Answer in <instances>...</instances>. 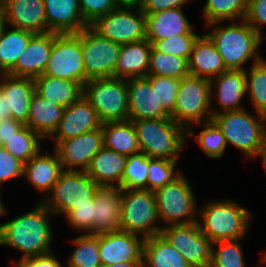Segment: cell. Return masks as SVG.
I'll list each match as a JSON object with an SVG mask.
<instances>
[{
    "instance_id": "1",
    "label": "cell",
    "mask_w": 266,
    "mask_h": 267,
    "mask_svg": "<svg viewBox=\"0 0 266 267\" xmlns=\"http://www.w3.org/2000/svg\"><path fill=\"white\" fill-rule=\"evenodd\" d=\"M30 210L0 224V246L21 252L20 259L52 251L54 233L49 220L53 213L41 201Z\"/></svg>"
},
{
    "instance_id": "2",
    "label": "cell",
    "mask_w": 266,
    "mask_h": 267,
    "mask_svg": "<svg viewBox=\"0 0 266 267\" xmlns=\"http://www.w3.org/2000/svg\"><path fill=\"white\" fill-rule=\"evenodd\" d=\"M220 24L221 22H213L205 25L211 29L206 34L223 58L227 70H245L243 66L250 60L251 64L260 61V34L258 32L245 20L238 21V23L231 21L225 26H220Z\"/></svg>"
},
{
    "instance_id": "3",
    "label": "cell",
    "mask_w": 266,
    "mask_h": 267,
    "mask_svg": "<svg viewBox=\"0 0 266 267\" xmlns=\"http://www.w3.org/2000/svg\"><path fill=\"white\" fill-rule=\"evenodd\" d=\"M198 215L201 232L213 243L241 239L248 233L253 219L246 208L230 199L207 202L198 209Z\"/></svg>"
},
{
    "instance_id": "4",
    "label": "cell",
    "mask_w": 266,
    "mask_h": 267,
    "mask_svg": "<svg viewBox=\"0 0 266 267\" xmlns=\"http://www.w3.org/2000/svg\"><path fill=\"white\" fill-rule=\"evenodd\" d=\"M140 151L149 158L178 161L187 130L171 118L132 121Z\"/></svg>"
},
{
    "instance_id": "5",
    "label": "cell",
    "mask_w": 266,
    "mask_h": 267,
    "mask_svg": "<svg viewBox=\"0 0 266 267\" xmlns=\"http://www.w3.org/2000/svg\"><path fill=\"white\" fill-rule=\"evenodd\" d=\"M255 114V115H254ZM246 109L215 114L212 120L222 130L226 143L256 158L266 141V116Z\"/></svg>"
},
{
    "instance_id": "6",
    "label": "cell",
    "mask_w": 266,
    "mask_h": 267,
    "mask_svg": "<svg viewBox=\"0 0 266 267\" xmlns=\"http://www.w3.org/2000/svg\"><path fill=\"white\" fill-rule=\"evenodd\" d=\"M210 80L188 75L180 79L171 119L193 137L195 124L212 120Z\"/></svg>"
},
{
    "instance_id": "7",
    "label": "cell",
    "mask_w": 266,
    "mask_h": 267,
    "mask_svg": "<svg viewBox=\"0 0 266 267\" xmlns=\"http://www.w3.org/2000/svg\"><path fill=\"white\" fill-rule=\"evenodd\" d=\"M183 174L154 191L159 220L165 223L163 227L198 222V201L188 178Z\"/></svg>"
},
{
    "instance_id": "8",
    "label": "cell",
    "mask_w": 266,
    "mask_h": 267,
    "mask_svg": "<svg viewBox=\"0 0 266 267\" xmlns=\"http://www.w3.org/2000/svg\"><path fill=\"white\" fill-rule=\"evenodd\" d=\"M120 191L122 196L120 230L139 235L143 239L160 234L163 227L159 224L154 191L149 189Z\"/></svg>"
},
{
    "instance_id": "9",
    "label": "cell",
    "mask_w": 266,
    "mask_h": 267,
    "mask_svg": "<svg viewBox=\"0 0 266 267\" xmlns=\"http://www.w3.org/2000/svg\"><path fill=\"white\" fill-rule=\"evenodd\" d=\"M83 96L95 109L102 123L129 120L126 79H89L83 85Z\"/></svg>"
},
{
    "instance_id": "10",
    "label": "cell",
    "mask_w": 266,
    "mask_h": 267,
    "mask_svg": "<svg viewBox=\"0 0 266 267\" xmlns=\"http://www.w3.org/2000/svg\"><path fill=\"white\" fill-rule=\"evenodd\" d=\"M99 186L85 171L64 170L41 202L53 213L64 216L76 207L94 199Z\"/></svg>"
},
{
    "instance_id": "11",
    "label": "cell",
    "mask_w": 266,
    "mask_h": 267,
    "mask_svg": "<svg viewBox=\"0 0 266 267\" xmlns=\"http://www.w3.org/2000/svg\"><path fill=\"white\" fill-rule=\"evenodd\" d=\"M89 26L100 36L119 45L146 39V16L140 5H119Z\"/></svg>"
},
{
    "instance_id": "12",
    "label": "cell",
    "mask_w": 266,
    "mask_h": 267,
    "mask_svg": "<svg viewBox=\"0 0 266 267\" xmlns=\"http://www.w3.org/2000/svg\"><path fill=\"white\" fill-rule=\"evenodd\" d=\"M43 75L85 84L80 31L58 34L54 32L52 51Z\"/></svg>"
},
{
    "instance_id": "13",
    "label": "cell",
    "mask_w": 266,
    "mask_h": 267,
    "mask_svg": "<svg viewBox=\"0 0 266 267\" xmlns=\"http://www.w3.org/2000/svg\"><path fill=\"white\" fill-rule=\"evenodd\" d=\"M85 83L95 78H115L121 45L100 36L90 26L80 31Z\"/></svg>"
},
{
    "instance_id": "14",
    "label": "cell",
    "mask_w": 266,
    "mask_h": 267,
    "mask_svg": "<svg viewBox=\"0 0 266 267\" xmlns=\"http://www.w3.org/2000/svg\"><path fill=\"white\" fill-rule=\"evenodd\" d=\"M161 234L191 267H210L213 242L201 232L198 222L169 225L161 229Z\"/></svg>"
},
{
    "instance_id": "15",
    "label": "cell",
    "mask_w": 266,
    "mask_h": 267,
    "mask_svg": "<svg viewBox=\"0 0 266 267\" xmlns=\"http://www.w3.org/2000/svg\"><path fill=\"white\" fill-rule=\"evenodd\" d=\"M103 147L102 129L57 142L54 149L64 170L86 171L93 156Z\"/></svg>"
},
{
    "instance_id": "16",
    "label": "cell",
    "mask_w": 266,
    "mask_h": 267,
    "mask_svg": "<svg viewBox=\"0 0 266 267\" xmlns=\"http://www.w3.org/2000/svg\"><path fill=\"white\" fill-rule=\"evenodd\" d=\"M143 241L139 235L122 230L99 234L102 266L121 262H143Z\"/></svg>"
},
{
    "instance_id": "17",
    "label": "cell",
    "mask_w": 266,
    "mask_h": 267,
    "mask_svg": "<svg viewBox=\"0 0 266 267\" xmlns=\"http://www.w3.org/2000/svg\"><path fill=\"white\" fill-rule=\"evenodd\" d=\"M102 126L98 114L89 101L81 96L77 101L66 106L58 127L49 137L54 145L62 140L79 136Z\"/></svg>"
},
{
    "instance_id": "18",
    "label": "cell",
    "mask_w": 266,
    "mask_h": 267,
    "mask_svg": "<svg viewBox=\"0 0 266 267\" xmlns=\"http://www.w3.org/2000/svg\"><path fill=\"white\" fill-rule=\"evenodd\" d=\"M129 120L171 118L151 88V75L127 79Z\"/></svg>"
},
{
    "instance_id": "19",
    "label": "cell",
    "mask_w": 266,
    "mask_h": 267,
    "mask_svg": "<svg viewBox=\"0 0 266 267\" xmlns=\"http://www.w3.org/2000/svg\"><path fill=\"white\" fill-rule=\"evenodd\" d=\"M54 42V32L35 33L15 65L6 73L16 77L35 78L44 73Z\"/></svg>"
},
{
    "instance_id": "20",
    "label": "cell",
    "mask_w": 266,
    "mask_h": 267,
    "mask_svg": "<svg viewBox=\"0 0 266 267\" xmlns=\"http://www.w3.org/2000/svg\"><path fill=\"white\" fill-rule=\"evenodd\" d=\"M210 88L211 100L216 97L218 108L220 107V110L211 109L212 116L225 111L245 109L241 104V100L246 95L245 70H227L223 72L210 80Z\"/></svg>"
},
{
    "instance_id": "21",
    "label": "cell",
    "mask_w": 266,
    "mask_h": 267,
    "mask_svg": "<svg viewBox=\"0 0 266 267\" xmlns=\"http://www.w3.org/2000/svg\"><path fill=\"white\" fill-rule=\"evenodd\" d=\"M5 24L33 33L48 32L43 0H1Z\"/></svg>"
},
{
    "instance_id": "22",
    "label": "cell",
    "mask_w": 266,
    "mask_h": 267,
    "mask_svg": "<svg viewBox=\"0 0 266 267\" xmlns=\"http://www.w3.org/2000/svg\"><path fill=\"white\" fill-rule=\"evenodd\" d=\"M120 187H99L93 199V234L120 230L121 196Z\"/></svg>"
},
{
    "instance_id": "23",
    "label": "cell",
    "mask_w": 266,
    "mask_h": 267,
    "mask_svg": "<svg viewBox=\"0 0 266 267\" xmlns=\"http://www.w3.org/2000/svg\"><path fill=\"white\" fill-rule=\"evenodd\" d=\"M183 7L145 14L146 39L153 44L172 36L196 34L183 12Z\"/></svg>"
},
{
    "instance_id": "24",
    "label": "cell",
    "mask_w": 266,
    "mask_h": 267,
    "mask_svg": "<svg viewBox=\"0 0 266 267\" xmlns=\"http://www.w3.org/2000/svg\"><path fill=\"white\" fill-rule=\"evenodd\" d=\"M48 32L78 33L89 26L82 16L79 0H43Z\"/></svg>"
},
{
    "instance_id": "25",
    "label": "cell",
    "mask_w": 266,
    "mask_h": 267,
    "mask_svg": "<svg viewBox=\"0 0 266 267\" xmlns=\"http://www.w3.org/2000/svg\"><path fill=\"white\" fill-rule=\"evenodd\" d=\"M0 77V90L8 102L10 118L25 125L28 121L31 97L35 92L34 79L8 74H0Z\"/></svg>"
},
{
    "instance_id": "26",
    "label": "cell",
    "mask_w": 266,
    "mask_h": 267,
    "mask_svg": "<svg viewBox=\"0 0 266 267\" xmlns=\"http://www.w3.org/2000/svg\"><path fill=\"white\" fill-rule=\"evenodd\" d=\"M189 75L212 80L226 72L223 58L206 32L196 39L188 60Z\"/></svg>"
},
{
    "instance_id": "27",
    "label": "cell",
    "mask_w": 266,
    "mask_h": 267,
    "mask_svg": "<svg viewBox=\"0 0 266 267\" xmlns=\"http://www.w3.org/2000/svg\"><path fill=\"white\" fill-rule=\"evenodd\" d=\"M40 150L26 164H24L23 177L42 193H49L58 181L60 174L64 171L58 155L45 153Z\"/></svg>"
},
{
    "instance_id": "28",
    "label": "cell",
    "mask_w": 266,
    "mask_h": 267,
    "mask_svg": "<svg viewBox=\"0 0 266 267\" xmlns=\"http://www.w3.org/2000/svg\"><path fill=\"white\" fill-rule=\"evenodd\" d=\"M126 161L127 156L102 147L85 172L99 187H120Z\"/></svg>"
},
{
    "instance_id": "29",
    "label": "cell",
    "mask_w": 266,
    "mask_h": 267,
    "mask_svg": "<svg viewBox=\"0 0 266 267\" xmlns=\"http://www.w3.org/2000/svg\"><path fill=\"white\" fill-rule=\"evenodd\" d=\"M151 50L152 44L147 39L121 45L115 78L147 77Z\"/></svg>"
},
{
    "instance_id": "30",
    "label": "cell",
    "mask_w": 266,
    "mask_h": 267,
    "mask_svg": "<svg viewBox=\"0 0 266 267\" xmlns=\"http://www.w3.org/2000/svg\"><path fill=\"white\" fill-rule=\"evenodd\" d=\"M64 108L51 103L35 91L31 97L28 121L25 125L43 139H47L58 127Z\"/></svg>"
},
{
    "instance_id": "31",
    "label": "cell",
    "mask_w": 266,
    "mask_h": 267,
    "mask_svg": "<svg viewBox=\"0 0 266 267\" xmlns=\"http://www.w3.org/2000/svg\"><path fill=\"white\" fill-rule=\"evenodd\" d=\"M35 91L51 103L66 107L83 96V86L74 81L40 75L34 78Z\"/></svg>"
},
{
    "instance_id": "32",
    "label": "cell",
    "mask_w": 266,
    "mask_h": 267,
    "mask_svg": "<svg viewBox=\"0 0 266 267\" xmlns=\"http://www.w3.org/2000/svg\"><path fill=\"white\" fill-rule=\"evenodd\" d=\"M143 267H191L160 233L143 241Z\"/></svg>"
},
{
    "instance_id": "33",
    "label": "cell",
    "mask_w": 266,
    "mask_h": 267,
    "mask_svg": "<svg viewBox=\"0 0 266 267\" xmlns=\"http://www.w3.org/2000/svg\"><path fill=\"white\" fill-rule=\"evenodd\" d=\"M101 129L104 148L127 157L141 152L132 121L104 122Z\"/></svg>"
},
{
    "instance_id": "34",
    "label": "cell",
    "mask_w": 266,
    "mask_h": 267,
    "mask_svg": "<svg viewBox=\"0 0 266 267\" xmlns=\"http://www.w3.org/2000/svg\"><path fill=\"white\" fill-rule=\"evenodd\" d=\"M34 34L13 27L8 30L4 26L0 32V74H6L15 65Z\"/></svg>"
},
{
    "instance_id": "35",
    "label": "cell",
    "mask_w": 266,
    "mask_h": 267,
    "mask_svg": "<svg viewBox=\"0 0 266 267\" xmlns=\"http://www.w3.org/2000/svg\"><path fill=\"white\" fill-rule=\"evenodd\" d=\"M246 96L254 112L266 116V60L260 55V61L245 69Z\"/></svg>"
},
{
    "instance_id": "36",
    "label": "cell",
    "mask_w": 266,
    "mask_h": 267,
    "mask_svg": "<svg viewBox=\"0 0 266 267\" xmlns=\"http://www.w3.org/2000/svg\"><path fill=\"white\" fill-rule=\"evenodd\" d=\"M249 0H207L203 7L205 25L244 20Z\"/></svg>"
},
{
    "instance_id": "37",
    "label": "cell",
    "mask_w": 266,
    "mask_h": 267,
    "mask_svg": "<svg viewBox=\"0 0 266 267\" xmlns=\"http://www.w3.org/2000/svg\"><path fill=\"white\" fill-rule=\"evenodd\" d=\"M76 247L69 255L68 267H102L99 256V234H81L72 240Z\"/></svg>"
},
{
    "instance_id": "38",
    "label": "cell",
    "mask_w": 266,
    "mask_h": 267,
    "mask_svg": "<svg viewBox=\"0 0 266 267\" xmlns=\"http://www.w3.org/2000/svg\"><path fill=\"white\" fill-rule=\"evenodd\" d=\"M40 140L44 139L24 125L15 135L7 139L3 147L23 164H26L34 155L42 150Z\"/></svg>"
},
{
    "instance_id": "39",
    "label": "cell",
    "mask_w": 266,
    "mask_h": 267,
    "mask_svg": "<svg viewBox=\"0 0 266 267\" xmlns=\"http://www.w3.org/2000/svg\"><path fill=\"white\" fill-rule=\"evenodd\" d=\"M148 75L182 79L189 75L188 61L152 47Z\"/></svg>"
},
{
    "instance_id": "40",
    "label": "cell",
    "mask_w": 266,
    "mask_h": 267,
    "mask_svg": "<svg viewBox=\"0 0 266 267\" xmlns=\"http://www.w3.org/2000/svg\"><path fill=\"white\" fill-rule=\"evenodd\" d=\"M195 125L202 126L203 128L201 132L197 134L195 141L198 142L205 155L212 159L223 157L227 143L222 130L216 123L211 120Z\"/></svg>"
},
{
    "instance_id": "41",
    "label": "cell",
    "mask_w": 266,
    "mask_h": 267,
    "mask_svg": "<svg viewBox=\"0 0 266 267\" xmlns=\"http://www.w3.org/2000/svg\"><path fill=\"white\" fill-rule=\"evenodd\" d=\"M149 157L140 152L127 157L121 189H147Z\"/></svg>"
},
{
    "instance_id": "42",
    "label": "cell",
    "mask_w": 266,
    "mask_h": 267,
    "mask_svg": "<svg viewBox=\"0 0 266 267\" xmlns=\"http://www.w3.org/2000/svg\"><path fill=\"white\" fill-rule=\"evenodd\" d=\"M238 240L216 241L212 244L210 267H245L242 246ZM216 247V248H214Z\"/></svg>"
},
{
    "instance_id": "43",
    "label": "cell",
    "mask_w": 266,
    "mask_h": 267,
    "mask_svg": "<svg viewBox=\"0 0 266 267\" xmlns=\"http://www.w3.org/2000/svg\"><path fill=\"white\" fill-rule=\"evenodd\" d=\"M177 162L163 158H149L147 189L155 191L178 177L182 172L177 170Z\"/></svg>"
},
{
    "instance_id": "44",
    "label": "cell",
    "mask_w": 266,
    "mask_h": 267,
    "mask_svg": "<svg viewBox=\"0 0 266 267\" xmlns=\"http://www.w3.org/2000/svg\"><path fill=\"white\" fill-rule=\"evenodd\" d=\"M198 36L199 34H181L172 36L160 41H155L152 44V47L156 51L182 57L188 61Z\"/></svg>"
},
{
    "instance_id": "45",
    "label": "cell",
    "mask_w": 266,
    "mask_h": 267,
    "mask_svg": "<svg viewBox=\"0 0 266 267\" xmlns=\"http://www.w3.org/2000/svg\"><path fill=\"white\" fill-rule=\"evenodd\" d=\"M179 82L180 79L151 76V88L156 90L159 104L170 116L175 108Z\"/></svg>"
},
{
    "instance_id": "46",
    "label": "cell",
    "mask_w": 266,
    "mask_h": 267,
    "mask_svg": "<svg viewBox=\"0 0 266 267\" xmlns=\"http://www.w3.org/2000/svg\"><path fill=\"white\" fill-rule=\"evenodd\" d=\"M65 217L71 227L83 234H93V200L70 210Z\"/></svg>"
},
{
    "instance_id": "47",
    "label": "cell",
    "mask_w": 266,
    "mask_h": 267,
    "mask_svg": "<svg viewBox=\"0 0 266 267\" xmlns=\"http://www.w3.org/2000/svg\"><path fill=\"white\" fill-rule=\"evenodd\" d=\"M84 21L90 25L97 18L108 14L120 4L117 0H79Z\"/></svg>"
},
{
    "instance_id": "48",
    "label": "cell",
    "mask_w": 266,
    "mask_h": 267,
    "mask_svg": "<svg viewBox=\"0 0 266 267\" xmlns=\"http://www.w3.org/2000/svg\"><path fill=\"white\" fill-rule=\"evenodd\" d=\"M23 170L24 164L0 146V186L2 182L23 177Z\"/></svg>"
},
{
    "instance_id": "49",
    "label": "cell",
    "mask_w": 266,
    "mask_h": 267,
    "mask_svg": "<svg viewBox=\"0 0 266 267\" xmlns=\"http://www.w3.org/2000/svg\"><path fill=\"white\" fill-rule=\"evenodd\" d=\"M244 20L260 34L261 46L263 27L266 25V0H249Z\"/></svg>"
},
{
    "instance_id": "50",
    "label": "cell",
    "mask_w": 266,
    "mask_h": 267,
    "mask_svg": "<svg viewBox=\"0 0 266 267\" xmlns=\"http://www.w3.org/2000/svg\"><path fill=\"white\" fill-rule=\"evenodd\" d=\"M13 264L14 267H62L53 251L43 255L18 259V261H13Z\"/></svg>"
},
{
    "instance_id": "51",
    "label": "cell",
    "mask_w": 266,
    "mask_h": 267,
    "mask_svg": "<svg viewBox=\"0 0 266 267\" xmlns=\"http://www.w3.org/2000/svg\"><path fill=\"white\" fill-rule=\"evenodd\" d=\"M185 0H144L140 7L144 14L156 13L166 9L180 8L186 5Z\"/></svg>"
},
{
    "instance_id": "52",
    "label": "cell",
    "mask_w": 266,
    "mask_h": 267,
    "mask_svg": "<svg viewBox=\"0 0 266 267\" xmlns=\"http://www.w3.org/2000/svg\"><path fill=\"white\" fill-rule=\"evenodd\" d=\"M23 126L22 122L12 118L2 120L0 123V146H3L7 139L15 135Z\"/></svg>"
},
{
    "instance_id": "53",
    "label": "cell",
    "mask_w": 266,
    "mask_h": 267,
    "mask_svg": "<svg viewBox=\"0 0 266 267\" xmlns=\"http://www.w3.org/2000/svg\"><path fill=\"white\" fill-rule=\"evenodd\" d=\"M7 100L0 90V123L2 120L10 118V109H8Z\"/></svg>"
},
{
    "instance_id": "54",
    "label": "cell",
    "mask_w": 266,
    "mask_h": 267,
    "mask_svg": "<svg viewBox=\"0 0 266 267\" xmlns=\"http://www.w3.org/2000/svg\"><path fill=\"white\" fill-rule=\"evenodd\" d=\"M102 267H143V262H121Z\"/></svg>"
},
{
    "instance_id": "55",
    "label": "cell",
    "mask_w": 266,
    "mask_h": 267,
    "mask_svg": "<svg viewBox=\"0 0 266 267\" xmlns=\"http://www.w3.org/2000/svg\"><path fill=\"white\" fill-rule=\"evenodd\" d=\"M6 26L5 24V15H4V6L3 2L0 0V32Z\"/></svg>"
},
{
    "instance_id": "56",
    "label": "cell",
    "mask_w": 266,
    "mask_h": 267,
    "mask_svg": "<svg viewBox=\"0 0 266 267\" xmlns=\"http://www.w3.org/2000/svg\"><path fill=\"white\" fill-rule=\"evenodd\" d=\"M260 157L262 159V166L264 167L265 171H266V141L261 149V151L259 152V155L257 156Z\"/></svg>"
},
{
    "instance_id": "57",
    "label": "cell",
    "mask_w": 266,
    "mask_h": 267,
    "mask_svg": "<svg viewBox=\"0 0 266 267\" xmlns=\"http://www.w3.org/2000/svg\"><path fill=\"white\" fill-rule=\"evenodd\" d=\"M144 0H117L120 5H140Z\"/></svg>"
},
{
    "instance_id": "58",
    "label": "cell",
    "mask_w": 266,
    "mask_h": 267,
    "mask_svg": "<svg viewBox=\"0 0 266 267\" xmlns=\"http://www.w3.org/2000/svg\"><path fill=\"white\" fill-rule=\"evenodd\" d=\"M1 191H0V216H5L7 214V209L5 208L4 203L2 202L1 198Z\"/></svg>"
},
{
    "instance_id": "59",
    "label": "cell",
    "mask_w": 266,
    "mask_h": 267,
    "mask_svg": "<svg viewBox=\"0 0 266 267\" xmlns=\"http://www.w3.org/2000/svg\"><path fill=\"white\" fill-rule=\"evenodd\" d=\"M261 259H262V261H260V264H265L266 265V251L264 252V256H262Z\"/></svg>"
}]
</instances>
